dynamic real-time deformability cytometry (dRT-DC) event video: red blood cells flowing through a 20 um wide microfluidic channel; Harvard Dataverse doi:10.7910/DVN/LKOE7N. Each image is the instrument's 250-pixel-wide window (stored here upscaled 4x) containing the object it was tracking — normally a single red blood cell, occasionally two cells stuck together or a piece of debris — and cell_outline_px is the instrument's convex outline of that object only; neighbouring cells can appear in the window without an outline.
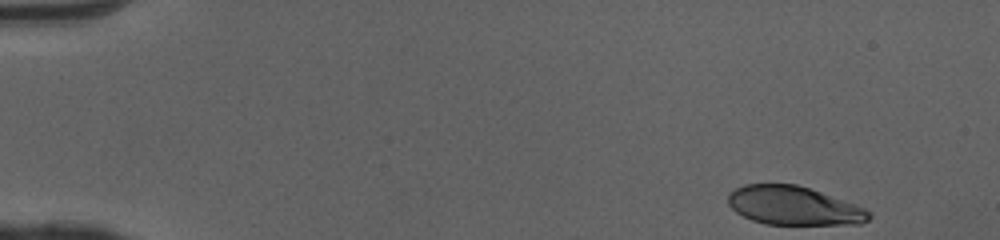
{"species": "human", "species_latin": "Homo sapiens", "temperature_condition": "cold", "stored_images_in_passage": 47, "camera_frame_rate_fps": 3000, "um_per_image_px": 0.085, "donor": {"sex": "female"}, "frame": {"image": 1, "passage_image": 1, "time_ms": 0.0, "image_size_px": [1000, 240], "cell_outline_px": [[872, 216], [868, 220], [860, 224], [764, 224], [752, 220], [736, 212], [728, 204], [728, 192], [744, 184], [796, 184], [820, 192], [864, 208], [872, 212]], "centroid_in_image_um": [67.44, 17.49], "position_along_channel_um": 17.6, "area_um2": 31.56}}
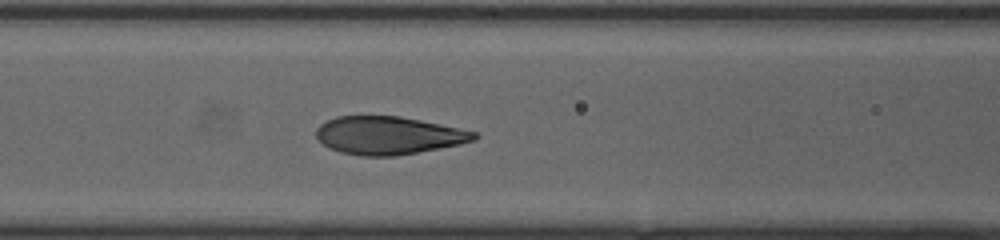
{"frame": {"image": 2, "passage_image": 19, "time_ms": 6.0, "image_size_px": [1000, 240], "cell_outline_px": [[480, 136], [476, 140], [460, 144], [396, 156], [360, 156], [340, 152], [328, 148], [316, 136], [316, 128], [320, 124], [336, 116], [400, 116], [420, 120], [476, 132]], "centroid_in_image_um": [33.0, 11.51], "position_along_channel_um": 133.6, "area_um2": 34.85}}
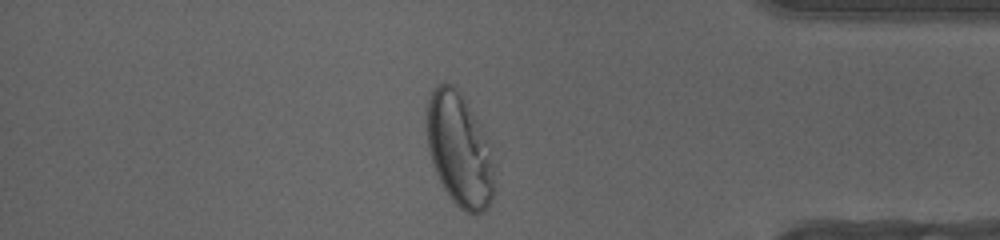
{"frame": {"image": 3, "passage_image": 40, "time_ms": 13.0, "image_size_px": [1000, 240], "cell_outline_px": [[496, 188], [492, 200], [488, 208], [484, 212], [468, 212], [460, 208], [452, 200], [444, 188], [436, 172], [428, 148], [428, 100], [432, 92], [440, 84], [452, 84], [460, 92], [476, 120], [488, 144]], "centroid_in_image_um": [39.07, 12.79], "position_along_channel_um": 396.1, "area_um2": 43.35}, "authors_computed_cell_mechanics": {"area_um2": 35.4892, "velocity_mm_per_s": 4.0707, "shape_relaxation_time_tau1_ms": 4.2722, "shape_relaxation_time_tau2_ms": null, "deformation_change_tau1": 0.2262, "deformation_change_tau2": null}}